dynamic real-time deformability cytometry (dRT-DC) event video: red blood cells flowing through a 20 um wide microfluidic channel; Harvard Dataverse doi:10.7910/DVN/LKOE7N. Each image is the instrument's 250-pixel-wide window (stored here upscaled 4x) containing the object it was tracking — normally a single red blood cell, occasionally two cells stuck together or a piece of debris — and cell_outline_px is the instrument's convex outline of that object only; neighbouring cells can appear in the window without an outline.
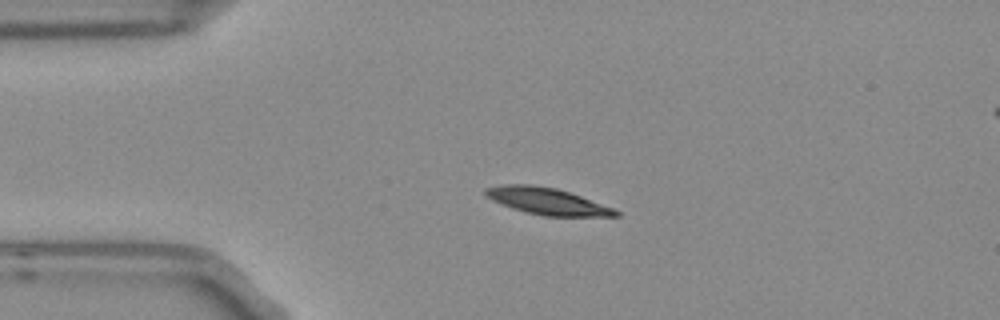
{"species": "Egyptian fruit bat (a non-hibernating species)", "species_latin": "Rousettus aegyptiacus", "temperature_condition": "room temperature", "stored_images_in_passage": 14, "segment_of_instrument_passage": [1, 2], "camera_frame_rate_fps": 3000, "um_per_image_px": 0.085, "frame": {"image": 1, "passage_image": 2, "time_ms": 0.333, "image_size_px": [1000, 320], "cell_outline_px": [[620, 216], [544, 216], [512, 208], [500, 204], [484, 196], [484, 188], [504, 184], [532, 184], [556, 188], [580, 196], [612, 208], [620, 212]], "centroid_in_image_um": [46.44, 17.09], "position_along_channel_um": 38.6, "area_um2": 20.11}}
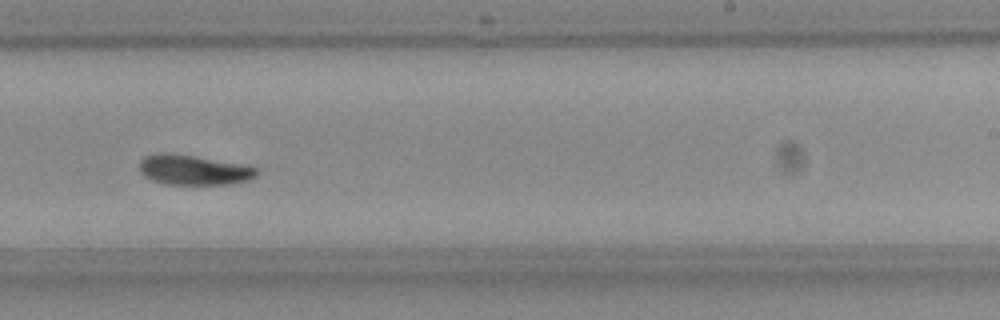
{"frame": {"image": 2, "passage_image": 8, "time_ms": 2.333, "image_size_px": [1000, 320], "cell_outline_px": [[260, 172], [256, 176], [248, 180], [228, 184], [164, 184], [152, 180], [144, 176], [140, 172], [140, 160], [144, 156], [160, 152], [168, 152], [192, 156], [256, 168]], "centroid_in_image_um": [16.38, 14.45], "position_along_channel_um": 272.6, "area_um2": 20.11}}
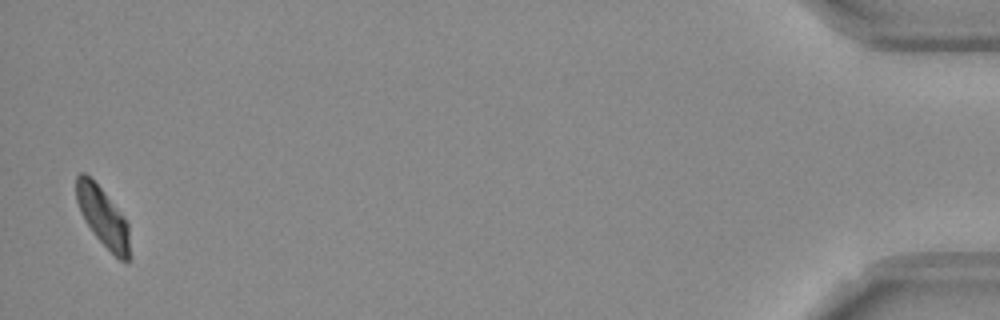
{"frame": {"image": 3, "passage_image": 13, "time_ms": 4.0, "image_size_px": [1000, 320], "cell_outline_px": [[132, 256], [128, 260], [120, 260], [92, 232], [84, 220], [80, 212], [76, 200], [76, 176], [80, 172], [84, 172], [104, 192], [124, 216], [128, 224]], "centroid_in_image_um": [8.77, 18.46], "position_along_channel_um": 426.4, "area_um2": 18.44}}